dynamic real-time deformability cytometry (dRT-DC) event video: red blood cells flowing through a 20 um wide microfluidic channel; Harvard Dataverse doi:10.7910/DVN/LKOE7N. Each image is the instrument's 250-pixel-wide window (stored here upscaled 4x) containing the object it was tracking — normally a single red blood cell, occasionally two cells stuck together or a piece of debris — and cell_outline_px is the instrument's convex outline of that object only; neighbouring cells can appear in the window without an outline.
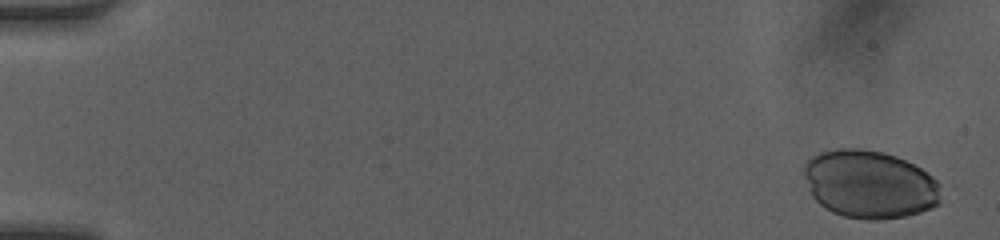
{"species": "human", "species_latin": "Homo sapiens", "temperature_condition": "room temperature", "stored_images_in_passage": 45, "camera_frame_rate_fps": 3000, "um_per_image_px": 0.085, "donor": {"sex": "female"}, "frame": {"image": 1, "passage_image": 2, "time_ms": 0.333, "image_size_px": [1000, 240], "cell_outline_px": [[940, 204], [932, 208], [920, 212], [904, 216], [876, 220], [864, 220], [844, 216], [832, 212], [820, 204], [812, 196], [804, 176], [804, 164], [812, 156], [820, 152], [836, 148], [860, 148], [884, 152], [896, 156], [928, 172], [940, 184]], "centroid_in_image_um": [73.92, 15.66], "position_along_channel_um": 11.1, "area_um2": 54.56}}